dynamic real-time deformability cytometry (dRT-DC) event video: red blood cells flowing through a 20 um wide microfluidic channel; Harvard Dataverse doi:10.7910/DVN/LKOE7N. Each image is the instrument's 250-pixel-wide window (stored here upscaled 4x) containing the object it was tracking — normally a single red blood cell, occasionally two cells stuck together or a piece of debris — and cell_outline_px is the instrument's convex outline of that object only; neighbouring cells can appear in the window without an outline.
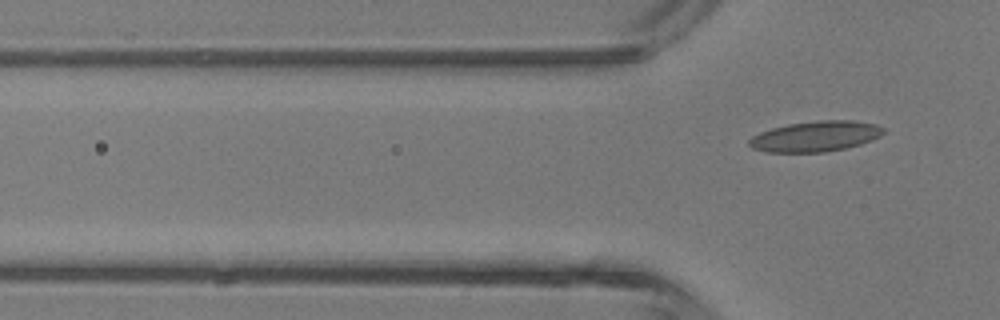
{"species": "common noctule bat (a hibernating species)", "species_latin": "Nyctalus noctula", "temperature_condition": "room temperature", "stored_images_in_passage": 4, "camera_frame_rate_fps": 3000, "um_per_image_px": 0.085, "animal": {"sex": "male", "body_mass_g": 13.3}, "frame": {"image": 1, "passage_image": 4, "time_ms": 4.667, "image_size_px": [1000, 320], "cell_outline_px": [[884, 132], [880, 136], [872, 140], [860, 144], [844, 148], [824, 152], [764, 152], [752, 148], [748, 144], [748, 140], [752, 136], [760, 132], [772, 128], [788, 124], [820, 120], [852, 120], [876, 124], [884, 128]], "centroid_in_image_um": [69.3, 11.59], "position_along_channel_um": 56.5, "area_um2": 23.87}}